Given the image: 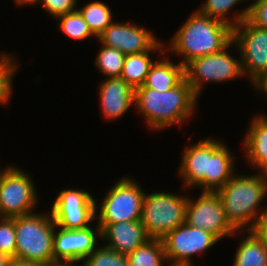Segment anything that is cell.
Segmentation results:
<instances>
[{"label": "cell", "instance_id": "2", "mask_svg": "<svg viewBox=\"0 0 267 266\" xmlns=\"http://www.w3.org/2000/svg\"><path fill=\"white\" fill-rule=\"evenodd\" d=\"M231 41L230 26L197 10L176 32L169 49L183 55L180 63L185 67L196 58L221 51Z\"/></svg>", "mask_w": 267, "mask_h": 266}, {"label": "cell", "instance_id": "28", "mask_svg": "<svg viewBox=\"0 0 267 266\" xmlns=\"http://www.w3.org/2000/svg\"><path fill=\"white\" fill-rule=\"evenodd\" d=\"M84 260L86 266H129L126 255L106 246L95 249Z\"/></svg>", "mask_w": 267, "mask_h": 266}, {"label": "cell", "instance_id": "25", "mask_svg": "<svg viewBox=\"0 0 267 266\" xmlns=\"http://www.w3.org/2000/svg\"><path fill=\"white\" fill-rule=\"evenodd\" d=\"M78 11L96 37L113 21L109 7L100 1H93Z\"/></svg>", "mask_w": 267, "mask_h": 266}, {"label": "cell", "instance_id": "32", "mask_svg": "<svg viewBox=\"0 0 267 266\" xmlns=\"http://www.w3.org/2000/svg\"><path fill=\"white\" fill-rule=\"evenodd\" d=\"M247 19L257 27L267 29V0L251 4Z\"/></svg>", "mask_w": 267, "mask_h": 266}, {"label": "cell", "instance_id": "27", "mask_svg": "<svg viewBox=\"0 0 267 266\" xmlns=\"http://www.w3.org/2000/svg\"><path fill=\"white\" fill-rule=\"evenodd\" d=\"M60 28L61 30L74 40L86 39L88 37H96L90 30L87 23L84 21L82 15L77 10L60 15Z\"/></svg>", "mask_w": 267, "mask_h": 266}, {"label": "cell", "instance_id": "9", "mask_svg": "<svg viewBox=\"0 0 267 266\" xmlns=\"http://www.w3.org/2000/svg\"><path fill=\"white\" fill-rule=\"evenodd\" d=\"M36 191L30 177L15 167L0 171V206L4 218H15L33 213ZM35 205V206H34Z\"/></svg>", "mask_w": 267, "mask_h": 266}, {"label": "cell", "instance_id": "8", "mask_svg": "<svg viewBox=\"0 0 267 266\" xmlns=\"http://www.w3.org/2000/svg\"><path fill=\"white\" fill-rule=\"evenodd\" d=\"M232 41L240 49L243 74L248 71L254 84L267 72V29L246 18L232 29Z\"/></svg>", "mask_w": 267, "mask_h": 266}, {"label": "cell", "instance_id": "39", "mask_svg": "<svg viewBox=\"0 0 267 266\" xmlns=\"http://www.w3.org/2000/svg\"><path fill=\"white\" fill-rule=\"evenodd\" d=\"M0 218H1V219H4L3 212H2V210H1V206H0Z\"/></svg>", "mask_w": 267, "mask_h": 266}, {"label": "cell", "instance_id": "11", "mask_svg": "<svg viewBox=\"0 0 267 266\" xmlns=\"http://www.w3.org/2000/svg\"><path fill=\"white\" fill-rule=\"evenodd\" d=\"M95 199L85 190H62L51 208L56 227L84 229L96 217Z\"/></svg>", "mask_w": 267, "mask_h": 266}, {"label": "cell", "instance_id": "23", "mask_svg": "<svg viewBox=\"0 0 267 266\" xmlns=\"http://www.w3.org/2000/svg\"><path fill=\"white\" fill-rule=\"evenodd\" d=\"M129 266H162L166 260L161 239H149L127 256Z\"/></svg>", "mask_w": 267, "mask_h": 266}, {"label": "cell", "instance_id": "33", "mask_svg": "<svg viewBox=\"0 0 267 266\" xmlns=\"http://www.w3.org/2000/svg\"><path fill=\"white\" fill-rule=\"evenodd\" d=\"M254 230L267 244V209L262 212Z\"/></svg>", "mask_w": 267, "mask_h": 266}, {"label": "cell", "instance_id": "12", "mask_svg": "<svg viewBox=\"0 0 267 266\" xmlns=\"http://www.w3.org/2000/svg\"><path fill=\"white\" fill-rule=\"evenodd\" d=\"M185 223L214 234L219 240L235 230L227 222L224 206L216 192H202L197 201L188 199Z\"/></svg>", "mask_w": 267, "mask_h": 266}, {"label": "cell", "instance_id": "13", "mask_svg": "<svg viewBox=\"0 0 267 266\" xmlns=\"http://www.w3.org/2000/svg\"><path fill=\"white\" fill-rule=\"evenodd\" d=\"M102 45L120 50L125 55L150 51L159 40L136 25L112 22L98 37Z\"/></svg>", "mask_w": 267, "mask_h": 266}, {"label": "cell", "instance_id": "30", "mask_svg": "<svg viewBox=\"0 0 267 266\" xmlns=\"http://www.w3.org/2000/svg\"><path fill=\"white\" fill-rule=\"evenodd\" d=\"M16 232L14 218H4L0 221V252L15 258L16 253Z\"/></svg>", "mask_w": 267, "mask_h": 266}, {"label": "cell", "instance_id": "20", "mask_svg": "<svg viewBox=\"0 0 267 266\" xmlns=\"http://www.w3.org/2000/svg\"><path fill=\"white\" fill-rule=\"evenodd\" d=\"M233 157L223 144L209 159L208 174H205V192H217L233 176Z\"/></svg>", "mask_w": 267, "mask_h": 266}, {"label": "cell", "instance_id": "6", "mask_svg": "<svg viewBox=\"0 0 267 266\" xmlns=\"http://www.w3.org/2000/svg\"><path fill=\"white\" fill-rule=\"evenodd\" d=\"M140 186L129 178H122L106 194L100 204L98 224L138 221L141 219L144 195Z\"/></svg>", "mask_w": 267, "mask_h": 266}, {"label": "cell", "instance_id": "26", "mask_svg": "<svg viewBox=\"0 0 267 266\" xmlns=\"http://www.w3.org/2000/svg\"><path fill=\"white\" fill-rule=\"evenodd\" d=\"M125 54L120 50L102 45L97 55V68L108 78L120 77L123 69Z\"/></svg>", "mask_w": 267, "mask_h": 266}, {"label": "cell", "instance_id": "29", "mask_svg": "<svg viewBox=\"0 0 267 266\" xmlns=\"http://www.w3.org/2000/svg\"><path fill=\"white\" fill-rule=\"evenodd\" d=\"M9 56H0V103L9 101L12 89V77L15 73V63Z\"/></svg>", "mask_w": 267, "mask_h": 266}, {"label": "cell", "instance_id": "3", "mask_svg": "<svg viewBox=\"0 0 267 266\" xmlns=\"http://www.w3.org/2000/svg\"><path fill=\"white\" fill-rule=\"evenodd\" d=\"M216 193L224 206L227 222L235 231L243 229L250 221L253 222L248 231L254 230L262 215L256 207L267 194V174L233 176Z\"/></svg>", "mask_w": 267, "mask_h": 266}, {"label": "cell", "instance_id": "16", "mask_svg": "<svg viewBox=\"0 0 267 266\" xmlns=\"http://www.w3.org/2000/svg\"><path fill=\"white\" fill-rule=\"evenodd\" d=\"M98 225L101 229V238L109 240L106 247L122 255L128 256L151 239L140 220Z\"/></svg>", "mask_w": 267, "mask_h": 266}, {"label": "cell", "instance_id": "34", "mask_svg": "<svg viewBox=\"0 0 267 266\" xmlns=\"http://www.w3.org/2000/svg\"><path fill=\"white\" fill-rule=\"evenodd\" d=\"M8 266H43V265L35 262L12 258Z\"/></svg>", "mask_w": 267, "mask_h": 266}, {"label": "cell", "instance_id": "24", "mask_svg": "<svg viewBox=\"0 0 267 266\" xmlns=\"http://www.w3.org/2000/svg\"><path fill=\"white\" fill-rule=\"evenodd\" d=\"M240 1L242 0H206L203 7H200L201 9L198 11L203 15L209 16L211 19L227 24L233 29L248 17L249 7L236 15L233 21L225 16L229 9Z\"/></svg>", "mask_w": 267, "mask_h": 266}, {"label": "cell", "instance_id": "35", "mask_svg": "<svg viewBox=\"0 0 267 266\" xmlns=\"http://www.w3.org/2000/svg\"><path fill=\"white\" fill-rule=\"evenodd\" d=\"M254 85L256 86L257 89L259 90H263L262 92L267 94V72L260 77L255 83Z\"/></svg>", "mask_w": 267, "mask_h": 266}, {"label": "cell", "instance_id": "5", "mask_svg": "<svg viewBox=\"0 0 267 266\" xmlns=\"http://www.w3.org/2000/svg\"><path fill=\"white\" fill-rule=\"evenodd\" d=\"M187 204V197L163 192L145 194L140 221L147 235L152 239H162L184 224Z\"/></svg>", "mask_w": 267, "mask_h": 266}, {"label": "cell", "instance_id": "19", "mask_svg": "<svg viewBox=\"0 0 267 266\" xmlns=\"http://www.w3.org/2000/svg\"><path fill=\"white\" fill-rule=\"evenodd\" d=\"M184 78L185 67L181 63L175 65L163 59L151 66L144 85L138 88H151L164 92L177 86Z\"/></svg>", "mask_w": 267, "mask_h": 266}, {"label": "cell", "instance_id": "15", "mask_svg": "<svg viewBox=\"0 0 267 266\" xmlns=\"http://www.w3.org/2000/svg\"><path fill=\"white\" fill-rule=\"evenodd\" d=\"M222 145L214 139H205L184 150L180 174L186 187L202 186L205 192V174H208L209 159Z\"/></svg>", "mask_w": 267, "mask_h": 266}, {"label": "cell", "instance_id": "36", "mask_svg": "<svg viewBox=\"0 0 267 266\" xmlns=\"http://www.w3.org/2000/svg\"><path fill=\"white\" fill-rule=\"evenodd\" d=\"M74 261H54L51 265L49 266H81V265H73ZM82 266H86L85 263H83Z\"/></svg>", "mask_w": 267, "mask_h": 266}, {"label": "cell", "instance_id": "21", "mask_svg": "<svg viewBox=\"0 0 267 266\" xmlns=\"http://www.w3.org/2000/svg\"><path fill=\"white\" fill-rule=\"evenodd\" d=\"M160 41L150 50L138 54H127L124 58L123 69L120 77L124 79L133 89L143 86L150 71L151 66L154 64L149 57V52L154 50H162Z\"/></svg>", "mask_w": 267, "mask_h": 266}, {"label": "cell", "instance_id": "10", "mask_svg": "<svg viewBox=\"0 0 267 266\" xmlns=\"http://www.w3.org/2000/svg\"><path fill=\"white\" fill-rule=\"evenodd\" d=\"M166 260L171 266H192L190 257L207 250L219 240L214 234L186 223L176 227L161 239Z\"/></svg>", "mask_w": 267, "mask_h": 266}, {"label": "cell", "instance_id": "38", "mask_svg": "<svg viewBox=\"0 0 267 266\" xmlns=\"http://www.w3.org/2000/svg\"><path fill=\"white\" fill-rule=\"evenodd\" d=\"M41 0H15L17 2V5H23V4H34L35 2H40Z\"/></svg>", "mask_w": 267, "mask_h": 266}, {"label": "cell", "instance_id": "31", "mask_svg": "<svg viewBox=\"0 0 267 266\" xmlns=\"http://www.w3.org/2000/svg\"><path fill=\"white\" fill-rule=\"evenodd\" d=\"M77 0H41L43 7L54 17L75 11Z\"/></svg>", "mask_w": 267, "mask_h": 266}, {"label": "cell", "instance_id": "7", "mask_svg": "<svg viewBox=\"0 0 267 266\" xmlns=\"http://www.w3.org/2000/svg\"><path fill=\"white\" fill-rule=\"evenodd\" d=\"M231 44L233 41L221 51L196 58L185 66V79L197 97L203 82L228 81L243 75L241 61L227 53V48Z\"/></svg>", "mask_w": 267, "mask_h": 266}, {"label": "cell", "instance_id": "37", "mask_svg": "<svg viewBox=\"0 0 267 266\" xmlns=\"http://www.w3.org/2000/svg\"><path fill=\"white\" fill-rule=\"evenodd\" d=\"M11 259L12 258H10L9 256L0 252V266H8Z\"/></svg>", "mask_w": 267, "mask_h": 266}, {"label": "cell", "instance_id": "22", "mask_svg": "<svg viewBox=\"0 0 267 266\" xmlns=\"http://www.w3.org/2000/svg\"><path fill=\"white\" fill-rule=\"evenodd\" d=\"M235 254L233 266H267V244L255 232L249 230Z\"/></svg>", "mask_w": 267, "mask_h": 266}, {"label": "cell", "instance_id": "14", "mask_svg": "<svg viewBox=\"0 0 267 266\" xmlns=\"http://www.w3.org/2000/svg\"><path fill=\"white\" fill-rule=\"evenodd\" d=\"M53 238L54 261L84 260L96 248L97 234L101 236V229L97 226L94 231L90 226L84 229H63L55 233Z\"/></svg>", "mask_w": 267, "mask_h": 266}, {"label": "cell", "instance_id": "17", "mask_svg": "<svg viewBox=\"0 0 267 266\" xmlns=\"http://www.w3.org/2000/svg\"><path fill=\"white\" fill-rule=\"evenodd\" d=\"M99 90L103 115L107 119L121 117L134 105V89L121 77L107 78Z\"/></svg>", "mask_w": 267, "mask_h": 266}, {"label": "cell", "instance_id": "1", "mask_svg": "<svg viewBox=\"0 0 267 266\" xmlns=\"http://www.w3.org/2000/svg\"><path fill=\"white\" fill-rule=\"evenodd\" d=\"M196 102L197 96L185 78L164 92L151 88L134 89V104L153 130L184 122L192 115Z\"/></svg>", "mask_w": 267, "mask_h": 266}, {"label": "cell", "instance_id": "4", "mask_svg": "<svg viewBox=\"0 0 267 266\" xmlns=\"http://www.w3.org/2000/svg\"><path fill=\"white\" fill-rule=\"evenodd\" d=\"M56 224L50 214L30 213L14 218L15 258L49 266L54 262L53 238Z\"/></svg>", "mask_w": 267, "mask_h": 266}, {"label": "cell", "instance_id": "18", "mask_svg": "<svg viewBox=\"0 0 267 266\" xmlns=\"http://www.w3.org/2000/svg\"><path fill=\"white\" fill-rule=\"evenodd\" d=\"M244 140L251 164L258 166L260 173L267 174V117H255Z\"/></svg>", "mask_w": 267, "mask_h": 266}]
</instances>
